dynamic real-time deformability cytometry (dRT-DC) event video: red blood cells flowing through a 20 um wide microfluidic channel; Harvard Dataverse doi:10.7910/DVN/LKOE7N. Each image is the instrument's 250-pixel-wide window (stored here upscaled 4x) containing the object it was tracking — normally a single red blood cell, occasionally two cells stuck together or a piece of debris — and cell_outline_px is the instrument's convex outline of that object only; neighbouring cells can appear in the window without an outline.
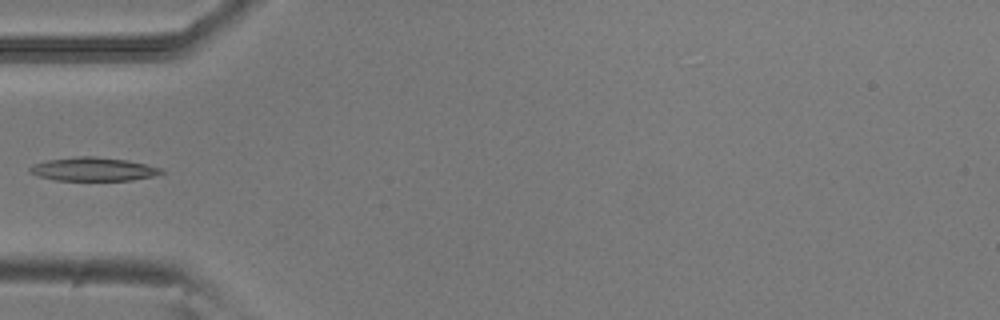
{"species": "common noctule bat (a hibernating species)", "species_latin": "Nyctalus noctula", "temperature_condition": "room temperature", "stored_images_in_passage": 5, "camera_frame_rate_fps": 3000, "um_per_image_px": 0.085, "animal": {"sex": "male", "body_mass_g": 20.5, "forearm_length_mm": 52.5}, "frame": {"image": 1, "passage_image": 3, "time_ms": 0.667, "image_size_px": [1000, 320], "cell_outline_px": [[164, 172], [156, 176], [132, 180], [56, 180], [40, 176], [28, 172], [28, 168], [32, 164], [48, 160], [76, 156], [96, 156], [128, 160], [164, 168]], "centroid_in_image_um": [7.96, 14.37], "position_along_channel_um": 77.0, "area_um2": 18.21}}
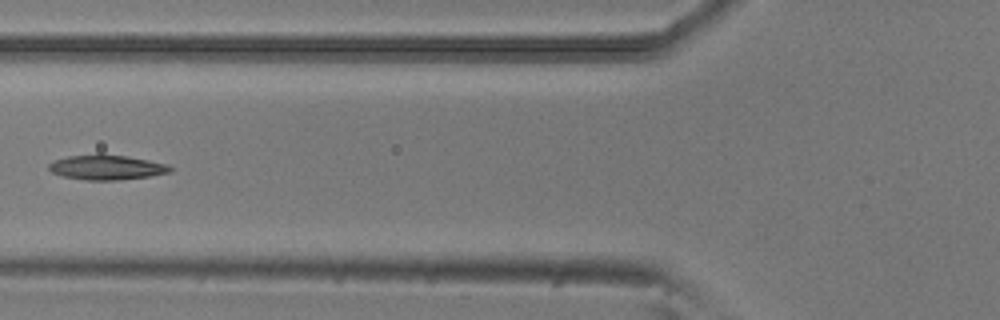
{"frame": {"image": 2, "passage_image": 4, "time_ms": 1.0, "image_size_px": [1000, 320], "cell_outline_px": [[176, 168], [172, 172], [148, 176], [116, 180], [88, 180], [64, 176], [52, 172], [48, 168], [48, 164], [56, 160], [68, 156], [96, 152], [100, 152], [128, 156], [168, 164]], "centroid_in_image_um": [9.1, 14.19], "position_along_channel_um": 116.7, "area_um2": 17.92}}
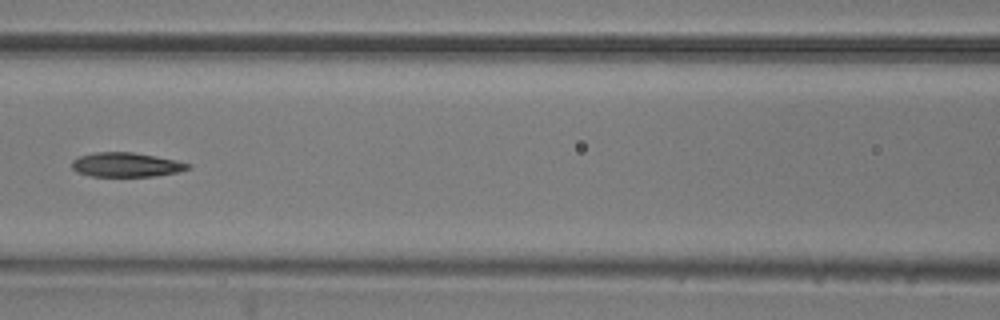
{"frame": {"image": 3, "passage_image": 5, "time_ms": 1.333, "image_size_px": [1000, 320], "cell_outline_px": [[192, 168], [176, 172], [156, 176], [92, 176], [76, 172], [72, 168], [72, 160], [80, 156], [96, 152], [132, 152], [176, 160], [192, 164]], "centroid_in_image_um": [10.74, 14.0], "position_along_channel_um": 155.9, "area_um2": 16.42}}